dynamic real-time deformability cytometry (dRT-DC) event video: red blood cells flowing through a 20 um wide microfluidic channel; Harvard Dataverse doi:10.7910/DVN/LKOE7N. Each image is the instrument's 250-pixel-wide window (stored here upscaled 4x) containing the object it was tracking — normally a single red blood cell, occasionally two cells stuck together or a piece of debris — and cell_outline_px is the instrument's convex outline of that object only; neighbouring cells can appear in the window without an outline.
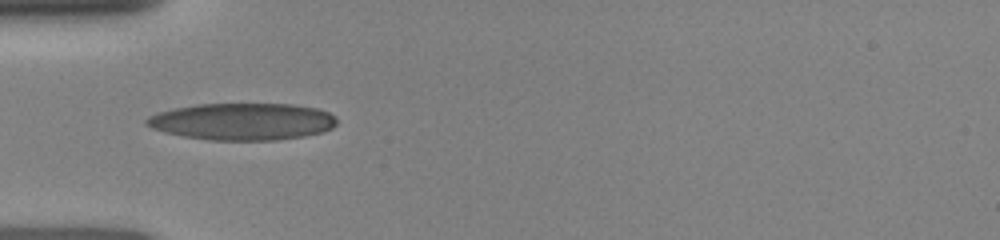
{"species": "human", "species_latin": "Homo sapiens", "temperature_condition": "room temperature", "stored_images_in_passage": 13, "camera_frame_rate_fps": 3000, "um_per_image_px": 0.085, "donor": {"sex": "female"}, "frame": {"image": 1, "passage_image": 1, "time_ms": 0.0, "image_size_px": [1000, 240], "cell_outline_px": [[336, 124], [332, 128], [320, 132], [304, 136], [276, 140], [212, 140], [184, 136], [164, 132], [152, 128], [144, 124], [144, 120], [148, 116], [156, 112], [196, 104], [292, 104], [320, 108], [336, 116]], "centroid_in_image_um": [20.6, 10.32], "position_along_channel_um": 64.4, "area_um2": 41.15}}
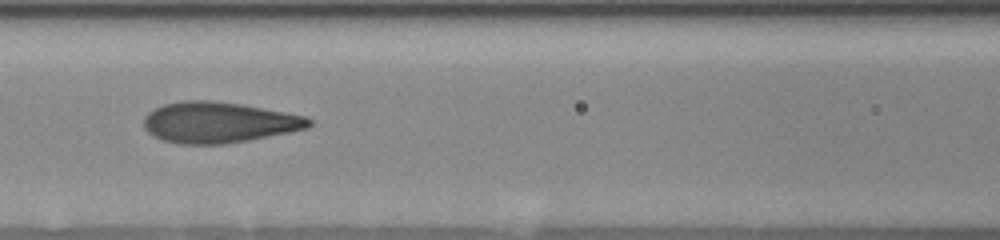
{"frame": {"image": 2, "passage_image": 6, "time_ms": 2.0, "image_size_px": [1000, 240], "cell_outline_px": [[312, 124], [308, 128], [292, 132], [248, 140], [224, 144], [176, 144], [160, 140], [152, 136], [144, 128], [144, 116], [148, 112], [164, 104], [184, 100], [208, 100], [240, 104], [308, 116], [312, 120]], "centroid_in_image_um": [18.59, 10.41], "position_along_channel_um": 148.0, "area_um2": 39.59}}
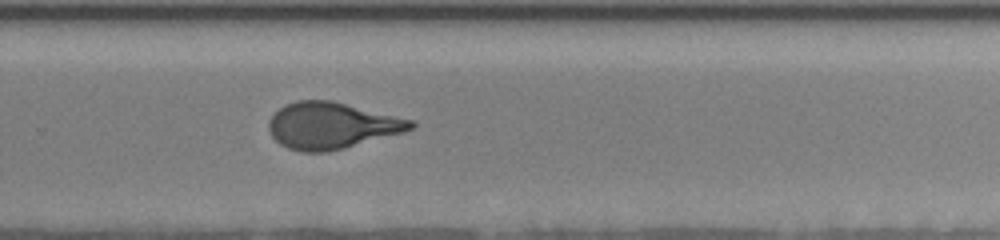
{"frame": {"image": 3, "passage_image": 13, "time_ms": 5.667, "image_size_px": [1000, 240], "cell_outline_px": [[416, 124], [412, 128], [404, 132], [344, 148], [328, 152], [304, 152], [288, 148], [280, 144], [272, 136], [268, 128], [268, 120], [284, 104], [296, 100], [332, 100], [412, 120]], "centroid_in_image_um": [28.16, 10.67], "position_along_channel_um": 301.6, "area_um2": 38.32}}